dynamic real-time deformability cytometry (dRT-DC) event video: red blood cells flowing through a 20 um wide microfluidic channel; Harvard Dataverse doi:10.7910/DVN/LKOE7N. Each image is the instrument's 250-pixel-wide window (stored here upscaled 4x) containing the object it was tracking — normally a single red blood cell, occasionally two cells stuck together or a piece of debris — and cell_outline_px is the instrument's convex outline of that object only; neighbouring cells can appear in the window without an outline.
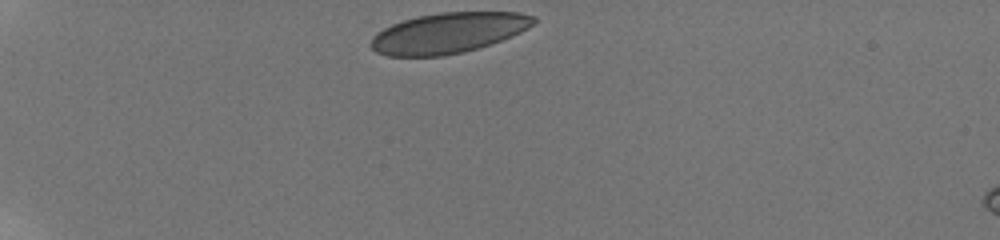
{"species": "human", "species_latin": "Homo sapiens", "temperature_condition": "room temperature", "stored_images_in_passage": 32, "camera_frame_rate_fps": 3000, "um_per_image_px": 0.085, "donor": {"sex": "male"}, "frame": {"image": 1, "passage_image": 1, "time_ms": 0.0, "image_size_px": [1000, 240], "cell_outline_px": [[536, 20], [528, 28], [512, 36], [492, 44], [464, 52], [444, 56], [388, 56], [376, 52], [368, 44], [372, 36], [376, 32], [392, 24], [404, 20], [420, 16], [440, 12], [520, 12], [536, 16]], "centroid_in_image_um": [38.1, 2.8], "position_along_channel_um": 46.9, "area_um2": 38.55}}
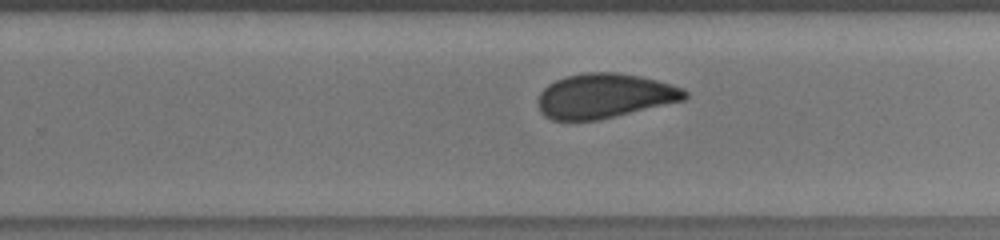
{"frame": {"image": 2, "passage_image": 24, "time_ms": 7.667, "image_size_px": [1000, 240], "cell_outline_px": [[688, 96], [684, 100], [596, 120], [552, 120], [544, 116], [540, 112], [540, 92], [548, 84], [564, 76], [584, 72], [616, 72], [640, 76], [672, 84], [684, 88], [688, 92]], "centroid_in_image_um": [51.39, 8.13], "position_along_channel_um": 278.4, "area_um2": 37.97}}
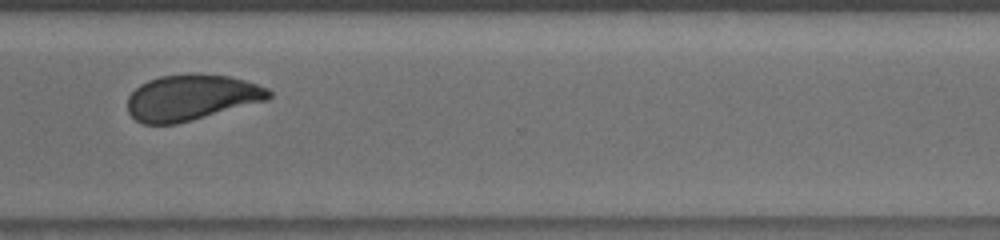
{"frame": {"image": 3, "passage_image": 28, "time_ms": 9.0, "image_size_px": [1000, 240], "cell_outline_px": [[272, 96], [268, 100], [192, 120], [176, 124], [144, 124], [136, 120], [128, 112], [128, 96], [140, 84], [148, 80], [160, 76], [192, 72], [228, 76], [244, 80], [268, 88], [272, 92]], "centroid_in_image_um": [16.27, 8.27], "position_along_channel_um": 354.3, "area_um2": 37.92}, "authors_computed_cell_mechanics": {"area_um2": 39.7086, "velocity_mm_per_s": 3.7779, "shape_relaxation_time_tau1_ms": null, "shape_relaxation_time_tau2_ms": 1.0414, "deformation_change_tau1": null, "deformation_change_tau2": 0.063}}